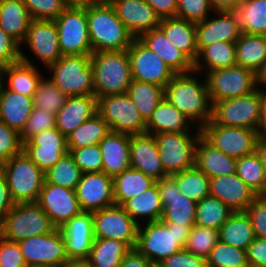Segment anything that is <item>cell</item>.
I'll list each match as a JSON object with an SVG mask.
<instances>
[{
  "mask_svg": "<svg viewBox=\"0 0 266 267\" xmlns=\"http://www.w3.org/2000/svg\"><path fill=\"white\" fill-rule=\"evenodd\" d=\"M132 80L153 83L163 88L176 74L155 52L134 38L127 49Z\"/></svg>",
  "mask_w": 266,
  "mask_h": 267,
  "instance_id": "cell-16",
  "label": "cell"
},
{
  "mask_svg": "<svg viewBox=\"0 0 266 267\" xmlns=\"http://www.w3.org/2000/svg\"><path fill=\"white\" fill-rule=\"evenodd\" d=\"M210 195L228 205L234 212L245 211L258 196L234 173L210 178Z\"/></svg>",
  "mask_w": 266,
  "mask_h": 267,
  "instance_id": "cell-27",
  "label": "cell"
},
{
  "mask_svg": "<svg viewBox=\"0 0 266 267\" xmlns=\"http://www.w3.org/2000/svg\"><path fill=\"white\" fill-rule=\"evenodd\" d=\"M95 238L115 239L136 247L139 224L121 205H112L93 212Z\"/></svg>",
  "mask_w": 266,
  "mask_h": 267,
  "instance_id": "cell-15",
  "label": "cell"
},
{
  "mask_svg": "<svg viewBox=\"0 0 266 267\" xmlns=\"http://www.w3.org/2000/svg\"><path fill=\"white\" fill-rule=\"evenodd\" d=\"M14 204L6 178L0 170V226L3 224L6 215L10 212Z\"/></svg>",
  "mask_w": 266,
  "mask_h": 267,
  "instance_id": "cell-63",
  "label": "cell"
},
{
  "mask_svg": "<svg viewBox=\"0 0 266 267\" xmlns=\"http://www.w3.org/2000/svg\"><path fill=\"white\" fill-rule=\"evenodd\" d=\"M195 129L193 135L190 132H161L154 135L163 170L167 175L195 167V151L201 136V129Z\"/></svg>",
  "mask_w": 266,
  "mask_h": 267,
  "instance_id": "cell-8",
  "label": "cell"
},
{
  "mask_svg": "<svg viewBox=\"0 0 266 267\" xmlns=\"http://www.w3.org/2000/svg\"><path fill=\"white\" fill-rule=\"evenodd\" d=\"M213 14V18L209 16L204 21L196 22L198 53L215 42L235 43L242 35L235 11H214Z\"/></svg>",
  "mask_w": 266,
  "mask_h": 267,
  "instance_id": "cell-21",
  "label": "cell"
},
{
  "mask_svg": "<svg viewBox=\"0 0 266 267\" xmlns=\"http://www.w3.org/2000/svg\"><path fill=\"white\" fill-rule=\"evenodd\" d=\"M32 20H55L66 8L62 0H23Z\"/></svg>",
  "mask_w": 266,
  "mask_h": 267,
  "instance_id": "cell-55",
  "label": "cell"
},
{
  "mask_svg": "<svg viewBox=\"0 0 266 267\" xmlns=\"http://www.w3.org/2000/svg\"><path fill=\"white\" fill-rule=\"evenodd\" d=\"M68 150L82 173L102 172L103 161L99 144Z\"/></svg>",
  "mask_w": 266,
  "mask_h": 267,
  "instance_id": "cell-52",
  "label": "cell"
},
{
  "mask_svg": "<svg viewBox=\"0 0 266 267\" xmlns=\"http://www.w3.org/2000/svg\"><path fill=\"white\" fill-rule=\"evenodd\" d=\"M92 53L99 51L127 50L134 36L117 17L108 0L86 8Z\"/></svg>",
  "mask_w": 266,
  "mask_h": 267,
  "instance_id": "cell-3",
  "label": "cell"
},
{
  "mask_svg": "<svg viewBox=\"0 0 266 267\" xmlns=\"http://www.w3.org/2000/svg\"><path fill=\"white\" fill-rule=\"evenodd\" d=\"M20 47L13 37L0 28V71L21 59Z\"/></svg>",
  "mask_w": 266,
  "mask_h": 267,
  "instance_id": "cell-58",
  "label": "cell"
},
{
  "mask_svg": "<svg viewBox=\"0 0 266 267\" xmlns=\"http://www.w3.org/2000/svg\"><path fill=\"white\" fill-rule=\"evenodd\" d=\"M31 21L23 0H3L0 3V28L20 45L26 38Z\"/></svg>",
  "mask_w": 266,
  "mask_h": 267,
  "instance_id": "cell-35",
  "label": "cell"
},
{
  "mask_svg": "<svg viewBox=\"0 0 266 267\" xmlns=\"http://www.w3.org/2000/svg\"><path fill=\"white\" fill-rule=\"evenodd\" d=\"M130 165L155 181L168 176L163 170L154 135H130Z\"/></svg>",
  "mask_w": 266,
  "mask_h": 267,
  "instance_id": "cell-25",
  "label": "cell"
},
{
  "mask_svg": "<svg viewBox=\"0 0 266 267\" xmlns=\"http://www.w3.org/2000/svg\"><path fill=\"white\" fill-rule=\"evenodd\" d=\"M103 168L106 175L115 177L131 167L130 134L110 131L100 142Z\"/></svg>",
  "mask_w": 266,
  "mask_h": 267,
  "instance_id": "cell-29",
  "label": "cell"
},
{
  "mask_svg": "<svg viewBox=\"0 0 266 267\" xmlns=\"http://www.w3.org/2000/svg\"><path fill=\"white\" fill-rule=\"evenodd\" d=\"M18 244L27 267H62L69 260L60 228Z\"/></svg>",
  "mask_w": 266,
  "mask_h": 267,
  "instance_id": "cell-14",
  "label": "cell"
},
{
  "mask_svg": "<svg viewBox=\"0 0 266 267\" xmlns=\"http://www.w3.org/2000/svg\"><path fill=\"white\" fill-rule=\"evenodd\" d=\"M208 267H249L247 251L220 240L206 258Z\"/></svg>",
  "mask_w": 266,
  "mask_h": 267,
  "instance_id": "cell-49",
  "label": "cell"
},
{
  "mask_svg": "<svg viewBox=\"0 0 266 267\" xmlns=\"http://www.w3.org/2000/svg\"><path fill=\"white\" fill-rule=\"evenodd\" d=\"M24 43L46 68L62 57L54 20H32Z\"/></svg>",
  "mask_w": 266,
  "mask_h": 267,
  "instance_id": "cell-23",
  "label": "cell"
},
{
  "mask_svg": "<svg viewBox=\"0 0 266 267\" xmlns=\"http://www.w3.org/2000/svg\"><path fill=\"white\" fill-rule=\"evenodd\" d=\"M190 229L161 220L144 222L139 225L135 248L153 264H160L185 247Z\"/></svg>",
  "mask_w": 266,
  "mask_h": 267,
  "instance_id": "cell-2",
  "label": "cell"
},
{
  "mask_svg": "<svg viewBox=\"0 0 266 267\" xmlns=\"http://www.w3.org/2000/svg\"><path fill=\"white\" fill-rule=\"evenodd\" d=\"M201 135L225 155L235 159L254 153L261 136L256 130L219 125L212 119L201 129Z\"/></svg>",
  "mask_w": 266,
  "mask_h": 267,
  "instance_id": "cell-10",
  "label": "cell"
},
{
  "mask_svg": "<svg viewBox=\"0 0 266 267\" xmlns=\"http://www.w3.org/2000/svg\"><path fill=\"white\" fill-rule=\"evenodd\" d=\"M235 13L242 33L266 35V0H243Z\"/></svg>",
  "mask_w": 266,
  "mask_h": 267,
  "instance_id": "cell-44",
  "label": "cell"
},
{
  "mask_svg": "<svg viewBox=\"0 0 266 267\" xmlns=\"http://www.w3.org/2000/svg\"><path fill=\"white\" fill-rule=\"evenodd\" d=\"M123 209L140 225V220L153 222L161 220L163 207L156 182L143 193L128 199Z\"/></svg>",
  "mask_w": 266,
  "mask_h": 267,
  "instance_id": "cell-36",
  "label": "cell"
},
{
  "mask_svg": "<svg viewBox=\"0 0 266 267\" xmlns=\"http://www.w3.org/2000/svg\"><path fill=\"white\" fill-rule=\"evenodd\" d=\"M0 267H27L18 242L0 236Z\"/></svg>",
  "mask_w": 266,
  "mask_h": 267,
  "instance_id": "cell-59",
  "label": "cell"
},
{
  "mask_svg": "<svg viewBox=\"0 0 266 267\" xmlns=\"http://www.w3.org/2000/svg\"><path fill=\"white\" fill-rule=\"evenodd\" d=\"M219 241V231L194 225L189 232L185 249L195 255L207 258Z\"/></svg>",
  "mask_w": 266,
  "mask_h": 267,
  "instance_id": "cell-51",
  "label": "cell"
},
{
  "mask_svg": "<svg viewBox=\"0 0 266 267\" xmlns=\"http://www.w3.org/2000/svg\"><path fill=\"white\" fill-rule=\"evenodd\" d=\"M192 123L165 98L161 100L146 123L145 133L156 135L161 132H192Z\"/></svg>",
  "mask_w": 266,
  "mask_h": 267,
  "instance_id": "cell-34",
  "label": "cell"
},
{
  "mask_svg": "<svg viewBox=\"0 0 266 267\" xmlns=\"http://www.w3.org/2000/svg\"><path fill=\"white\" fill-rule=\"evenodd\" d=\"M160 19L177 17V0H144Z\"/></svg>",
  "mask_w": 266,
  "mask_h": 267,
  "instance_id": "cell-62",
  "label": "cell"
},
{
  "mask_svg": "<svg viewBox=\"0 0 266 267\" xmlns=\"http://www.w3.org/2000/svg\"><path fill=\"white\" fill-rule=\"evenodd\" d=\"M236 174L258 196L266 195V174L257 151L237 159Z\"/></svg>",
  "mask_w": 266,
  "mask_h": 267,
  "instance_id": "cell-46",
  "label": "cell"
},
{
  "mask_svg": "<svg viewBox=\"0 0 266 267\" xmlns=\"http://www.w3.org/2000/svg\"><path fill=\"white\" fill-rule=\"evenodd\" d=\"M90 57L94 95L97 99L108 95L126 94L132 82L127 50L93 52Z\"/></svg>",
  "mask_w": 266,
  "mask_h": 267,
  "instance_id": "cell-4",
  "label": "cell"
},
{
  "mask_svg": "<svg viewBox=\"0 0 266 267\" xmlns=\"http://www.w3.org/2000/svg\"><path fill=\"white\" fill-rule=\"evenodd\" d=\"M50 217L37 203L14 204L0 226V236L19 242L29 237L44 235L55 230Z\"/></svg>",
  "mask_w": 266,
  "mask_h": 267,
  "instance_id": "cell-9",
  "label": "cell"
},
{
  "mask_svg": "<svg viewBox=\"0 0 266 267\" xmlns=\"http://www.w3.org/2000/svg\"><path fill=\"white\" fill-rule=\"evenodd\" d=\"M195 167L208 178L231 175L236 173L237 159L225 155L201 135L195 151Z\"/></svg>",
  "mask_w": 266,
  "mask_h": 267,
  "instance_id": "cell-31",
  "label": "cell"
},
{
  "mask_svg": "<svg viewBox=\"0 0 266 267\" xmlns=\"http://www.w3.org/2000/svg\"><path fill=\"white\" fill-rule=\"evenodd\" d=\"M126 94L136 105L143 121L147 123L164 98V88L153 83L132 80Z\"/></svg>",
  "mask_w": 266,
  "mask_h": 267,
  "instance_id": "cell-41",
  "label": "cell"
},
{
  "mask_svg": "<svg viewBox=\"0 0 266 267\" xmlns=\"http://www.w3.org/2000/svg\"><path fill=\"white\" fill-rule=\"evenodd\" d=\"M68 96L50 78L41 79L33 95V107L56 114L65 104Z\"/></svg>",
  "mask_w": 266,
  "mask_h": 267,
  "instance_id": "cell-50",
  "label": "cell"
},
{
  "mask_svg": "<svg viewBox=\"0 0 266 267\" xmlns=\"http://www.w3.org/2000/svg\"><path fill=\"white\" fill-rule=\"evenodd\" d=\"M164 267H208L206 258L192 254L185 248L160 263Z\"/></svg>",
  "mask_w": 266,
  "mask_h": 267,
  "instance_id": "cell-60",
  "label": "cell"
},
{
  "mask_svg": "<svg viewBox=\"0 0 266 267\" xmlns=\"http://www.w3.org/2000/svg\"><path fill=\"white\" fill-rule=\"evenodd\" d=\"M62 267H91L87 259L68 260Z\"/></svg>",
  "mask_w": 266,
  "mask_h": 267,
  "instance_id": "cell-69",
  "label": "cell"
},
{
  "mask_svg": "<svg viewBox=\"0 0 266 267\" xmlns=\"http://www.w3.org/2000/svg\"><path fill=\"white\" fill-rule=\"evenodd\" d=\"M170 176L176 181L180 193L196 203L210 195V178L196 167Z\"/></svg>",
  "mask_w": 266,
  "mask_h": 267,
  "instance_id": "cell-47",
  "label": "cell"
},
{
  "mask_svg": "<svg viewBox=\"0 0 266 267\" xmlns=\"http://www.w3.org/2000/svg\"><path fill=\"white\" fill-rule=\"evenodd\" d=\"M15 204L37 203L45 182V173L23 150L0 167Z\"/></svg>",
  "mask_w": 266,
  "mask_h": 267,
  "instance_id": "cell-5",
  "label": "cell"
},
{
  "mask_svg": "<svg viewBox=\"0 0 266 267\" xmlns=\"http://www.w3.org/2000/svg\"><path fill=\"white\" fill-rule=\"evenodd\" d=\"M54 22L62 56L92 54L86 8H65Z\"/></svg>",
  "mask_w": 266,
  "mask_h": 267,
  "instance_id": "cell-13",
  "label": "cell"
},
{
  "mask_svg": "<svg viewBox=\"0 0 266 267\" xmlns=\"http://www.w3.org/2000/svg\"><path fill=\"white\" fill-rule=\"evenodd\" d=\"M103 0H62L66 8H89Z\"/></svg>",
  "mask_w": 266,
  "mask_h": 267,
  "instance_id": "cell-66",
  "label": "cell"
},
{
  "mask_svg": "<svg viewBox=\"0 0 266 267\" xmlns=\"http://www.w3.org/2000/svg\"><path fill=\"white\" fill-rule=\"evenodd\" d=\"M234 211L211 195L196 203L195 225L219 230Z\"/></svg>",
  "mask_w": 266,
  "mask_h": 267,
  "instance_id": "cell-43",
  "label": "cell"
},
{
  "mask_svg": "<svg viewBox=\"0 0 266 267\" xmlns=\"http://www.w3.org/2000/svg\"><path fill=\"white\" fill-rule=\"evenodd\" d=\"M249 267H266V239L256 237L247 249Z\"/></svg>",
  "mask_w": 266,
  "mask_h": 267,
  "instance_id": "cell-61",
  "label": "cell"
},
{
  "mask_svg": "<svg viewBox=\"0 0 266 267\" xmlns=\"http://www.w3.org/2000/svg\"><path fill=\"white\" fill-rule=\"evenodd\" d=\"M261 95L263 98V113H264V118H265V122H264V129H266V90H264V88L261 90Z\"/></svg>",
  "mask_w": 266,
  "mask_h": 267,
  "instance_id": "cell-70",
  "label": "cell"
},
{
  "mask_svg": "<svg viewBox=\"0 0 266 267\" xmlns=\"http://www.w3.org/2000/svg\"><path fill=\"white\" fill-rule=\"evenodd\" d=\"M255 77L258 89H261L264 85L266 86V60L262 63L260 68L255 72ZM265 86L263 87L264 89L266 88Z\"/></svg>",
  "mask_w": 266,
  "mask_h": 267,
  "instance_id": "cell-68",
  "label": "cell"
},
{
  "mask_svg": "<svg viewBox=\"0 0 266 267\" xmlns=\"http://www.w3.org/2000/svg\"><path fill=\"white\" fill-rule=\"evenodd\" d=\"M37 204L56 228L82 212L76 190L51 183H44Z\"/></svg>",
  "mask_w": 266,
  "mask_h": 267,
  "instance_id": "cell-18",
  "label": "cell"
},
{
  "mask_svg": "<svg viewBox=\"0 0 266 267\" xmlns=\"http://www.w3.org/2000/svg\"><path fill=\"white\" fill-rule=\"evenodd\" d=\"M119 267H153V263L136 248L131 249L122 259Z\"/></svg>",
  "mask_w": 266,
  "mask_h": 267,
  "instance_id": "cell-64",
  "label": "cell"
},
{
  "mask_svg": "<svg viewBox=\"0 0 266 267\" xmlns=\"http://www.w3.org/2000/svg\"><path fill=\"white\" fill-rule=\"evenodd\" d=\"M113 181L115 205H122L155 183L151 177L132 167L115 176Z\"/></svg>",
  "mask_w": 266,
  "mask_h": 267,
  "instance_id": "cell-40",
  "label": "cell"
},
{
  "mask_svg": "<svg viewBox=\"0 0 266 267\" xmlns=\"http://www.w3.org/2000/svg\"><path fill=\"white\" fill-rule=\"evenodd\" d=\"M108 1L134 38L160 25V17L144 0Z\"/></svg>",
  "mask_w": 266,
  "mask_h": 267,
  "instance_id": "cell-24",
  "label": "cell"
},
{
  "mask_svg": "<svg viewBox=\"0 0 266 267\" xmlns=\"http://www.w3.org/2000/svg\"><path fill=\"white\" fill-rule=\"evenodd\" d=\"M47 69L50 80L67 96L94 95L90 55H65Z\"/></svg>",
  "mask_w": 266,
  "mask_h": 267,
  "instance_id": "cell-7",
  "label": "cell"
},
{
  "mask_svg": "<svg viewBox=\"0 0 266 267\" xmlns=\"http://www.w3.org/2000/svg\"><path fill=\"white\" fill-rule=\"evenodd\" d=\"M213 11H235L243 0H208Z\"/></svg>",
  "mask_w": 266,
  "mask_h": 267,
  "instance_id": "cell-65",
  "label": "cell"
},
{
  "mask_svg": "<svg viewBox=\"0 0 266 267\" xmlns=\"http://www.w3.org/2000/svg\"><path fill=\"white\" fill-rule=\"evenodd\" d=\"M212 120L219 125L250 128L264 134L265 118L260 89L245 96L215 102Z\"/></svg>",
  "mask_w": 266,
  "mask_h": 267,
  "instance_id": "cell-6",
  "label": "cell"
},
{
  "mask_svg": "<svg viewBox=\"0 0 266 267\" xmlns=\"http://www.w3.org/2000/svg\"><path fill=\"white\" fill-rule=\"evenodd\" d=\"M69 260L88 259L95 240L93 212L82 211L60 227Z\"/></svg>",
  "mask_w": 266,
  "mask_h": 267,
  "instance_id": "cell-22",
  "label": "cell"
},
{
  "mask_svg": "<svg viewBox=\"0 0 266 267\" xmlns=\"http://www.w3.org/2000/svg\"><path fill=\"white\" fill-rule=\"evenodd\" d=\"M130 250L125 242L95 238L87 260L91 267H119Z\"/></svg>",
  "mask_w": 266,
  "mask_h": 267,
  "instance_id": "cell-42",
  "label": "cell"
},
{
  "mask_svg": "<svg viewBox=\"0 0 266 267\" xmlns=\"http://www.w3.org/2000/svg\"><path fill=\"white\" fill-rule=\"evenodd\" d=\"M97 113L112 132L130 135L144 134L146 123L127 94H115L97 99Z\"/></svg>",
  "mask_w": 266,
  "mask_h": 267,
  "instance_id": "cell-12",
  "label": "cell"
},
{
  "mask_svg": "<svg viewBox=\"0 0 266 267\" xmlns=\"http://www.w3.org/2000/svg\"><path fill=\"white\" fill-rule=\"evenodd\" d=\"M256 237L266 239V195L257 196L245 210Z\"/></svg>",
  "mask_w": 266,
  "mask_h": 267,
  "instance_id": "cell-57",
  "label": "cell"
},
{
  "mask_svg": "<svg viewBox=\"0 0 266 267\" xmlns=\"http://www.w3.org/2000/svg\"><path fill=\"white\" fill-rule=\"evenodd\" d=\"M23 147L20 133L0 122V167L10 158L21 153Z\"/></svg>",
  "mask_w": 266,
  "mask_h": 267,
  "instance_id": "cell-54",
  "label": "cell"
},
{
  "mask_svg": "<svg viewBox=\"0 0 266 267\" xmlns=\"http://www.w3.org/2000/svg\"><path fill=\"white\" fill-rule=\"evenodd\" d=\"M153 267H164V266L161 264H153Z\"/></svg>",
  "mask_w": 266,
  "mask_h": 267,
  "instance_id": "cell-71",
  "label": "cell"
},
{
  "mask_svg": "<svg viewBox=\"0 0 266 267\" xmlns=\"http://www.w3.org/2000/svg\"><path fill=\"white\" fill-rule=\"evenodd\" d=\"M205 79L212 105L217 101L251 94L258 89L255 72L238 65L209 71Z\"/></svg>",
  "mask_w": 266,
  "mask_h": 267,
  "instance_id": "cell-11",
  "label": "cell"
},
{
  "mask_svg": "<svg viewBox=\"0 0 266 267\" xmlns=\"http://www.w3.org/2000/svg\"><path fill=\"white\" fill-rule=\"evenodd\" d=\"M95 114H97L95 95L68 96L65 104L56 113L55 127L67 137Z\"/></svg>",
  "mask_w": 266,
  "mask_h": 267,
  "instance_id": "cell-28",
  "label": "cell"
},
{
  "mask_svg": "<svg viewBox=\"0 0 266 267\" xmlns=\"http://www.w3.org/2000/svg\"><path fill=\"white\" fill-rule=\"evenodd\" d=\"M236 48L235 43L215 42L204 47L194 62V70L201 74L202 69L207 72L216 69L229 68L236 66Z\"/></svg>",
  "mask_w": 266,
  "mask_h": 267,
  "instance_id": "cell-38",
  "label": "cell"
},
{
  "mask_svg": "<svg viewBox=\"0 0 266 267\" xmlns=\"http://www.w3.org/2000/svg\"><path fill=\"white\" fill-rule=\"evenodd\" d=\"M33 109V97L10 91L0 83V122L21 133Z\"/></svg>",
  "mask_w": 266,
  "mask_h": 267,
  "instance_id": "cell-32",
  "label": "cell"
},
{
  "mask_svg": "<svg viewBox=\"0 0 266 267\" xmlns=\"http://www.w3.org/2000/svg\"><path fill=\"white\" fill-rule=\"evenodd\" d=\"M23 150L44 173L69 152L67 137L56 127L32 136Z\"/></svg>",
  "mask_w": 266,
  "mask_h": 267,
  "instance_id": "cell-19",
  "label": "cell"
},
{
  "mask_svg": "<svg viewBox=\"0 0 266 267\" xmlns=\"http://www.w3.org/2000/svg\"><path fill=\"white\" fill-rule=\"evenodd\" d=\"M108 123L97 113L67 136L68 148H83L99 144L110 132Z\"/></svg>",
  "mask_w": 266,
  "mask_h": 267,
  "instance_id": "cell-45",
  "label": "cell"
},
{
  "mask_svg": "<svg viewBox=\"0 0 266 267\" xmlns=\"http://www.w3.org/2000/svg\"><path fill=\"white\" fill-rule=\"evenodd\" d=\"M82 171L75 164L73 156L68 152L49 170L45 172V182L76 190Z\"/></svg>",
  "mask_w": 266,
  "mask_h": 267,
  "instance_id": "cell-48",
  "label": "cell"
},
{
  "mask_svg": "<svg viewBox=\"0 0 266 267\" xmlns=\"http://www.w3.org/2000/svg\"><path fill=\"white\" fill-rule=\"evenodd\" d=\"M213 13L208 0H177V17L192 22L204 21Z\"/></svg>",
  "mask_w": 266,
  "mask_h": 267,
  "instance_id": "cell-56",
  "label": "cell"
},
{
  "mask_svg": "<svg viewBox=\"0 0 266 267\" xmlns=\"http://www.w3.org/2000/svg\"><path fill=\"white\" fill-rule=\"evenodd\" d=\"M218 231L221 242L246 251L256 238L246 211L233 212Z\"/></svg>",
  "mask_w": 266,
  "mask_h": 267,
  "instance_id": "cell-37",
  "label": "cell"
},
{
  "mask_svg": "<svg viewBox=\"0 0 266 267\" xmlns=\"http://www.w3.org/2000/svg\"><path fill=\"white\" fill-rule=\"evenodd\" d=\"M256 151L262 160V164L266 174V136L264 134H262L257 141Z\"/></svg>",
  "mask_w": 266,
  "mask_h": 267,
  "instance_id": "cell-67",
  "label": "cell"
},
{
  "mask_svg": "<svg viewBox=\"0 0 266 267\" xmlns=\"http://www.w3.org/2000/svg\"><path fill=\"white\" fill-rule=\"evenodd\" d=\"M163 207L161 221L177 225H195L196 202L180 193L176 181L168 175L155 181Z\"/></svg>",
  "mask_w": 266,
  "mask_h": 267,
  "instance_id": "cell-17",
  "label": "cell"
},
{
  "mask_svg": "<svg viewBox=\"0 0 266 267\" xmlns=\"http://www.w3.org/2000/svg\"><path fill=\"white\" fill-rule=\"evenodd\" d=\"M20 53L21 59L19 61L0 71V83L10 91L33 97L39 82L43 78L42 72L39 71L36 63H33V59L31 61V58L24 54L22 49H20Z\"/></svg>",
  "mask_w": 266,
  "mask_h": 267,
  "instance_id": "cell-26",
  "label": "cell"
},
{
  "mask_svg": "<svg viewBox=\"0 0 266 267\" xmlns=\"http://www.w3.org/2000/svg\"><path fill=\"white\" fill-rule=\"evenodd\" d=\"M235 48L237 65L256 72L266 60V35L242 33Z\"/></svg>",
  "mask_w": 266,
  "mask_h": 267,
  "instance_id": "cell-39",
  "label": "cell"
},
{
  "mask_svg": "<svg viewBox=\"0 0 266 267\" xmlns=\"http://www.w3.org/2000/svg\"><path fill=\"white\" fill-rule=\"evenodd\" d=\"M56 114L33 107L25 128L20 133L23 144L32 136L55 127Z\"/></svg>",
  "mask_w": 266,
  "mask_h": 267,
  "instance_id": "cell-53",
  "label": "cell"
},
{
  "mask_svg": "<svg viewBox=\"0 0 266 267\" xmlns=\"http://www.w3.org/2000/svg\"><path fill=\"white\" fill-rule=\"evenodd\" d=\"M196 73L193 70L175 74L164 88V98L183 113L193 126L202 129L212 119L213 105L206 79L201 82Z\"/></svg>",
  "mask_w": 266,
  "mask_h": 267,
  "instance_id": "cell-1",
  "label": "cell"
},
{
  "mask_svg": "<svg viewBox=\"0 0 266 267\" xmlns=\"http://www.w3.org/2000/svg\"><path fill=\"white\" fill-rule=\"evenodd\" d=\"M76 194L82 211L95 212L115 205L113 177L104 172L83 173Z\"/></svg>",
  "mask_w": 266,
  "mask_h": 267,
  "instance_id": "cell-20",
  "label": "cell"
},
{
  "mask_svg": "<svg viewBox=\"0 0 266 267\" xmlns=\"http://www.w3.org/2000/svg\"><path fill=\"white\" fill-rule=\"evenodd\" d=\"M138 39L155 52L176 74L194 70V63L177 49L159 28L141 34Z\"/></svg>",
  "mask_w": 266,
  "mask_h": 267,
  "instance_id": "cell-30",
  "label": "cell"
},
{
  "mask_svg": "<svg viewBox=\"0 0 266 267\" xmlns=\"http://www.w3.org/2000/svg\"><path fill=\"white\" fill-rule=\"evenodd\" d=\"M158 28L193 63L198 57L196 23L179 17L161 19Z\"/></svg>",
  "mask_w": 266,
  "mask_h": 267,
  "instance_id": "cell-33",
  "label": "cell"
}]
</instances>
